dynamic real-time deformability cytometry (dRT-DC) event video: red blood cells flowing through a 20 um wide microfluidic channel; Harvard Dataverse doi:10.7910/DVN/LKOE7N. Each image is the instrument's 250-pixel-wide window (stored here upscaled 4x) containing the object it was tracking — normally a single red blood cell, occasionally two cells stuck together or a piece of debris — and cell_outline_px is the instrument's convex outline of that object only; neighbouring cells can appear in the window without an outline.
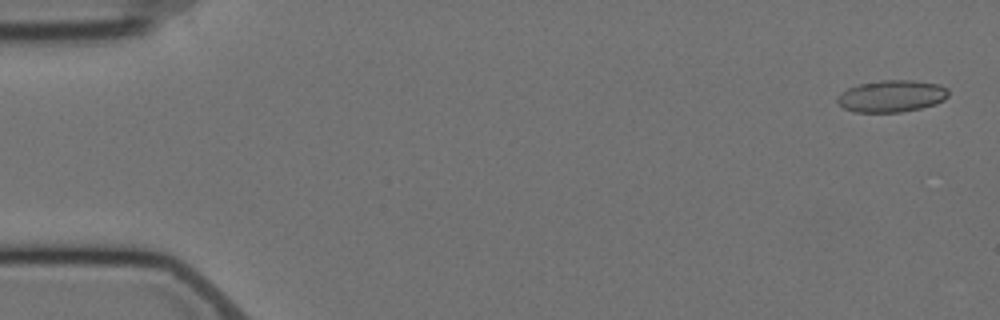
{"species": "Egyptian fruit bat (a non-hibernating species)", "species_latin": "Rousettus aegyptiacus", "temperature_condition": "cold", "stored_images_in_passage": 5, "camera_frame_rate_fps": 3000, "um_per_image_px": 0.085, "animal": {"sex": "female"}, "frame": {"image": 1, "passage_image": 1, "time_ms": 0.0, "image_size_px": [1000, 320], "cell_outline_px": [[948, 96], [944, 100], [936, 104], [920, 108], [900, 112], [856, 112], [844, 108], [836, 104], [836, 100], [840, 92], [848, 88], [860, 84], [880, 80], [912, 80], [940, 84], [948, 88]], "centroid_in_image_um": [75.78, 8.16], "position_along_channel_um": 9.2, "area_um2": 20.81}}
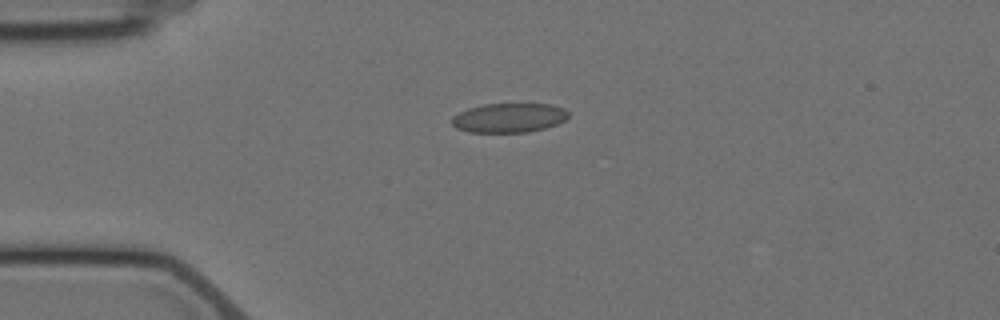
{"frame": {"image": 2, "passage_image": 4, "time_ms": 4.0, "image_size_px": [1000, 320], "cell_outline_px": [[568, 116], [564, 120], [556, 124], [544, 128], [528, 132], [468, 132], [456, 128], [452, 124], [452, 116], [468, 108], [484, 104], [552, 104], [564, 108], [568, 112]], "centroid_in_image_um": [43.25, 10.01], "position_along_channel_um": 41.8, "area_um2": 19.88}}